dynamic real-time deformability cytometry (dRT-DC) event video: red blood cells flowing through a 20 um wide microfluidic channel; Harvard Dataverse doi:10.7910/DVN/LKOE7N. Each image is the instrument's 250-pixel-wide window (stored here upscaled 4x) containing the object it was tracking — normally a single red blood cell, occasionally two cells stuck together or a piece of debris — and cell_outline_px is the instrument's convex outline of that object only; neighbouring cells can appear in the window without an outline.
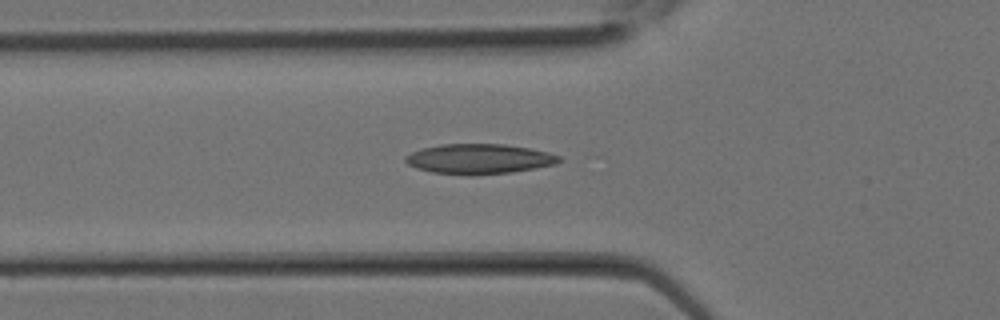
{"species": "Egyptian fruit bat (a non-hibernating species)", "species_latin": "Rousettus aegyptiacus", "temperature_condition": "room temperature", "stored_images_in_passage": 14, "camera_frame_rate_fps": 3000, "um_per_image_px": 0.085, "animal": {"sex": "female"}, "frame": {"image": 1, "passage_image": 10, "time_ms": 3.0, "image_size_px": [1000, 320], "cell_outline_px": [[560, 160], [556, 164], [536, 168], [512, 172], [432, 172], [416, 168], [408, 164], [404, 160], [404, 156], [420, 148], [440, 144], [504, 144], [532, 148], [548, 152], [560, 156]], "centroid_in_image_um": [40.73, 13.45], "position_along_channel_um": 85.1, "area_um2": 26.01}}
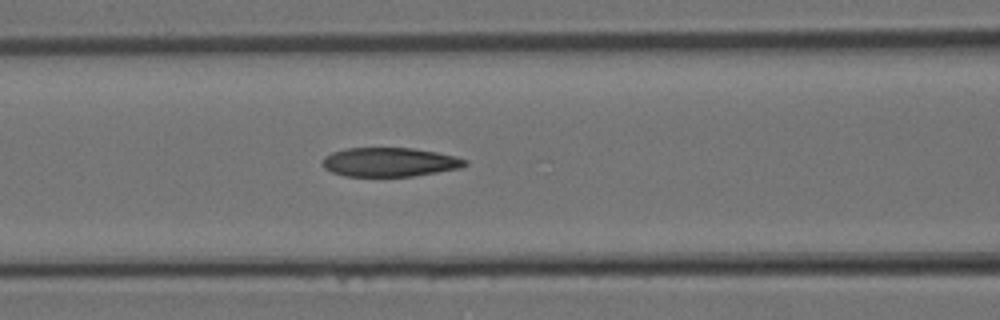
{"frame": {"image": 2, "passage_image": 12, "time_ms": 3.667, "image_size_px": [1000, 320], "cell_outline_px": [[468, 164], [460, 168], [412, 176], [344, 176], [332, 172], [324, 168], [320, 164], [324, 156], [332, 152], [344, 148], [412, 148], [436, 152], [468, 160]], "centroid_in_image_um": [33.06, 13.78], "position_along_channel_um": 133.5, "area_um2": 24.1}}
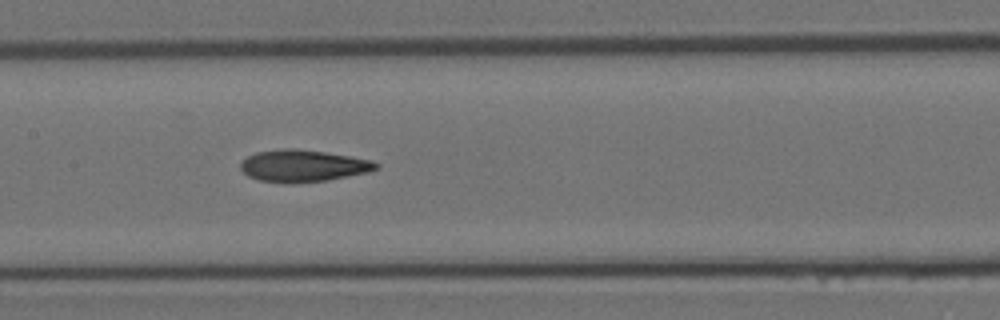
{"frame": {"image": 3, "passage_image": 14, "time_ms": 4.333, "image_size_px": [1000, 320], "cell_outline_px": [[380, 168], [368, 172], [328, 180], [288, 184], [260, 180], [248, 176], [240, 168], [240, 164], [248, 156], [256, 152], [284, 148], [288, 148], [324, 152], [352, 156], [372, 160], [380, 164]], "centroid_in_image_um": [25.79, 14.1], "position_along_channel_um": 181.6, "area_um2": 25.26}}